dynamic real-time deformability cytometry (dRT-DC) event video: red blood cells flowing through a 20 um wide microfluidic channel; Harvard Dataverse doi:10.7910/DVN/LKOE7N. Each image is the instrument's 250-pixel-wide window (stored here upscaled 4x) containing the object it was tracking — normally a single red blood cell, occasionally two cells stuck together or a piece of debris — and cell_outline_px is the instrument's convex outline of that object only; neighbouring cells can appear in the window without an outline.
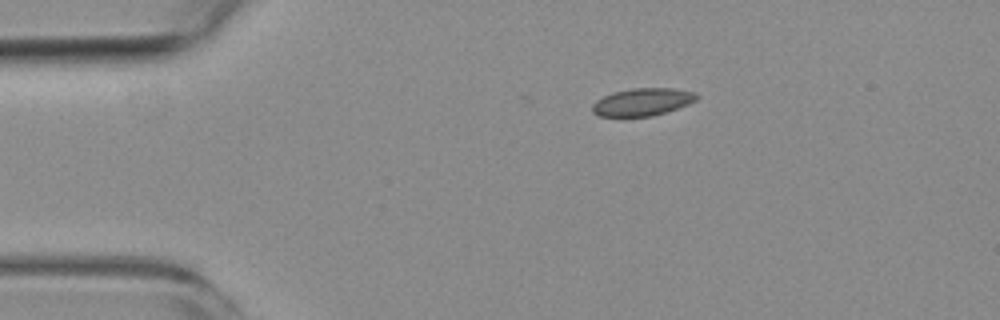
{"species": "common noctule bat (a hibernating species)", "species_latin": "Nyctalus noctula", "temperature_condition": "room temperature", "stored_images_in_passage": 4, "camera_frame_rate_fps": 3000, "um_per_image_px": 0.085, "animal": {"sex": "female", "body_mass_g": 19.3, "forearm_length_mm": 54.1}, "frame": {"image": 1, "passage_image": 1, "time_ms": 0.0, "image_size_px": [1000, 320], "cell_outline_px": [[700, 96], [696, 100], [688, 104], [652, 116], [600, 116], [592, 112], [592, 104], [596, 100], [612, 92], [632, 88], [672, 88], [696, 92]], "centroid_in_image_um": [54.61, 8.65], "position_along_channel_um": 30.4, "area_um2": 16.7}}
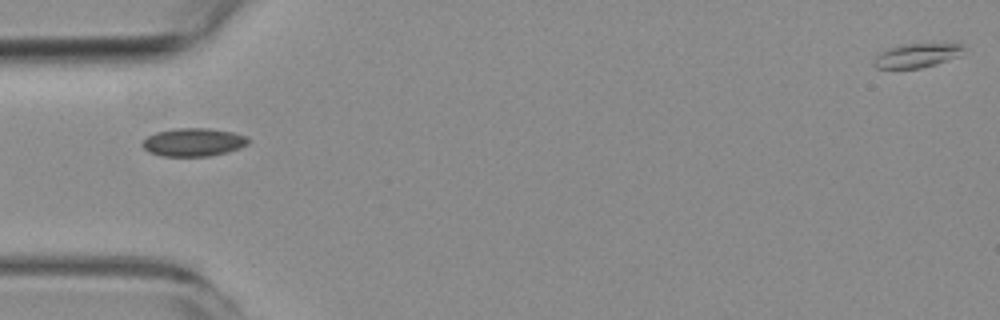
{"frame": {"image": 2, "passage_image": 3, "time_ms": 2.333, "image_size_px": [1000, 320], "cell_outline_px": [[248, 144], [240, 148], [228, 152], [208, 156], [160, 156], [148, 152], [140, 144], [148, 136], [156, 132], [176, 128], [208, 128], [232, 132], [248, 136]], "centroid_in_image_um": [16.43, 12.09], "position_along_channel_um": 68.6, "area_um2": 17.46}}
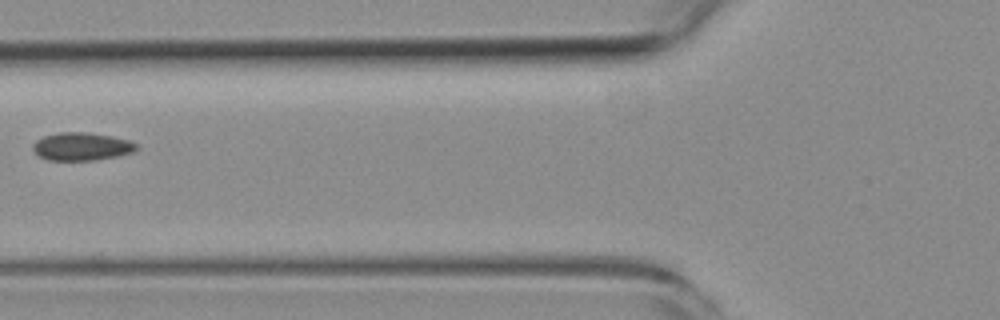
{"frame": {"image": 3, "passage_image": 4, "time_ms": 3.667, "image_size_px": [1000, 320], "cell_outline_px": [[136, 148], [132, 152], [116, 156], [96, 160], [48, 160], [40, 156], [32, 148], [32, 144], [36, 140], [44, 136], [60, 132], [88, 132], [112, 136], [128, 140], [136, 144]], "centroid_in_image_um": [6.91, 12.44], "position_along_channel_um": 118.9, "area_um2": 16.7}}